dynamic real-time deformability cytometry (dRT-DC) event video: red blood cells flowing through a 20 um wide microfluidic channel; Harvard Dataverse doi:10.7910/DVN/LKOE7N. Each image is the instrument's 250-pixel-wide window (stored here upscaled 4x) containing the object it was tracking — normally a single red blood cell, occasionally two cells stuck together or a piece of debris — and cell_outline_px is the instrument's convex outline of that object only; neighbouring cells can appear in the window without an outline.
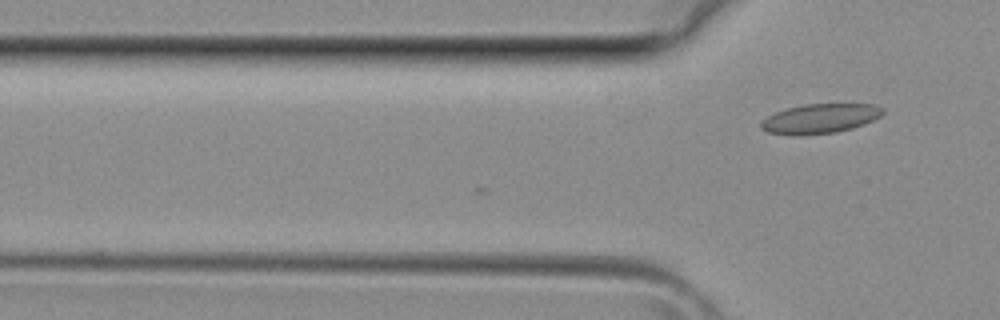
{"species": "common noctule bat (a hibernating species)", "species_latin": "Nyctalus noctula", "temperature_condition": "room temperature", "stored_images_in_passage": 5, "camera_frame_rate_fps": 3000, "um_per_image_px": 0.085, "animal": {"sex": "female", "body_mass_g": 29.2, "forearm_length_mm": 56.3}, "frame": {"image": 1, "passage_image": 5, "time_ms": 1.333, "image_size_px": [1000, 320], "cell_outline_px": [[884, 112], [880, 116], [864, 124], [852, 128], [836, 132], [800, 136], [792, 136], [768, 132], [760, 128], [760, 124], [768, 116], [776, 112], [788, 108], [804, 104], [876, 104], [884, 108]], "centroid_in_image_um": [69.71, 10.09], "position_along_channel_um": 56.1, "area_um2": 21.04}}